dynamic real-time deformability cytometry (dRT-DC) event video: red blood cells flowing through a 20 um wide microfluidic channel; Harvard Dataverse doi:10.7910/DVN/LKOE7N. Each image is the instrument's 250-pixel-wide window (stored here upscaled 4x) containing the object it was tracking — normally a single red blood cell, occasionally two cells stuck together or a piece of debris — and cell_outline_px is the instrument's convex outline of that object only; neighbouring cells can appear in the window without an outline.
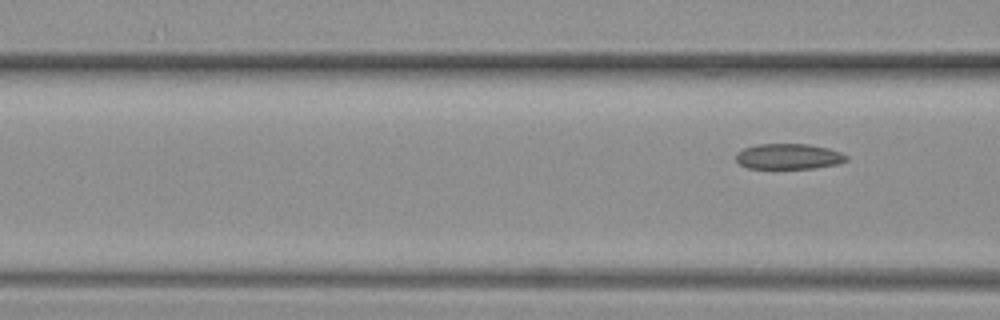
{"species": "common noctule bat (a hibernating species)", "species_latin": "Nyctalus noctula", "temperature_condition": "warm", "stored_images_in_passage": 11, "segment_of_instrument_passage": [2, 2], "camera_frame_rate_fps": 3000, "um_per_image_px": 0.085, "animal": {"sex": "female", "body_mass_g": 19.3, "forearm_length_mm": 54.1}, "frame": {"image": 1, "passage_image": 11, "time_ms": 3.333, "image_size_px": [1000, 320], "cell_outline_px": [[848, 160], [840, 164], [812, 168], [748, 168], [740, 164], [736, 160], [736, 152], [744, 148], [756, 144], [808, 144], [828, 148], [840, 152], [848, 156]], "centroid_in_image_um": [67.04, 13.29], "position_along_channel_um": 99.6, "area_um2": 16.47}}